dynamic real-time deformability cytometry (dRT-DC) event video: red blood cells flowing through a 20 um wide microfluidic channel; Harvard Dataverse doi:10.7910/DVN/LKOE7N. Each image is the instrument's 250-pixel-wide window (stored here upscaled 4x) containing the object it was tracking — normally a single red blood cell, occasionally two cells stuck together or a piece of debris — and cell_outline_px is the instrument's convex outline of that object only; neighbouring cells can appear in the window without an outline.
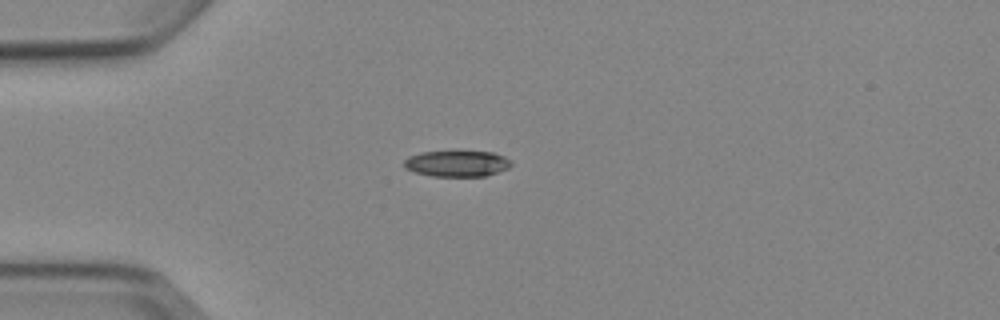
{"species": "Egyptian fruit bat (a non-hibernating species)", "species_latin": "Rousettus aegyptiacus", "temperature_condition": "cold", "stored_images_in_passage": 2, "camera_frame_rate_fps": 3000, "um_per_image_px": 0.085, "animal": {"sex": "female"}, "frame": {"image": 1, "passage_image": 1, "time_ms": 0.0, "image_size_px": [1000, 320], "cell_outline_px": [[512, 164], [508, 168], [484, 176], [432, 176], [416, 172], [404, 168], [404, 160], [408, 156], [420, 152], [492, 152], [504, 156], [512, 160]], "centroid_in_image_um": [38.83, 13.9], "position_along_channel_um": 46.2, "area_um2": 16.13}}
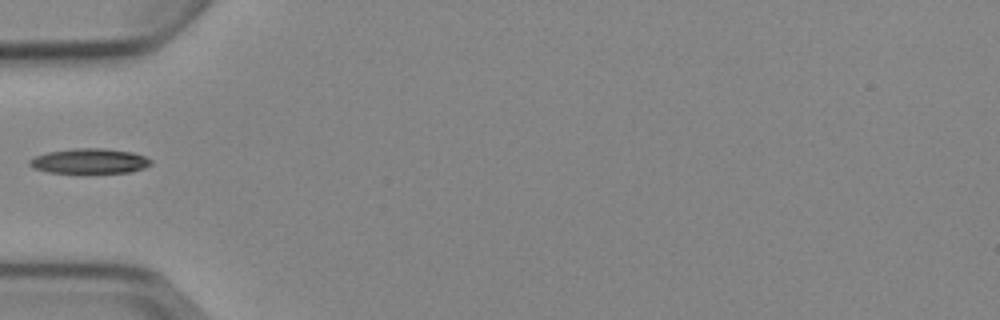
{"frame": {"image": 2, "passage_image": 2, "time_ms": 1.333, "image_size_px": [1000, 320], "cell_outline_px": [[152, 164], [144, 168], [132, 172], [88, 176], [84, 176], [48, 172], [32, 168], [28, 164], [28, 160], [36, 156], [48, 152], [76, 148], [104, 148], [132, 152], [144, 156], [152, 160]], "centroid_in_image_um": [7.61, 13.75], "position_along_channel_um": 77.4, "area_um2": 18.84}}